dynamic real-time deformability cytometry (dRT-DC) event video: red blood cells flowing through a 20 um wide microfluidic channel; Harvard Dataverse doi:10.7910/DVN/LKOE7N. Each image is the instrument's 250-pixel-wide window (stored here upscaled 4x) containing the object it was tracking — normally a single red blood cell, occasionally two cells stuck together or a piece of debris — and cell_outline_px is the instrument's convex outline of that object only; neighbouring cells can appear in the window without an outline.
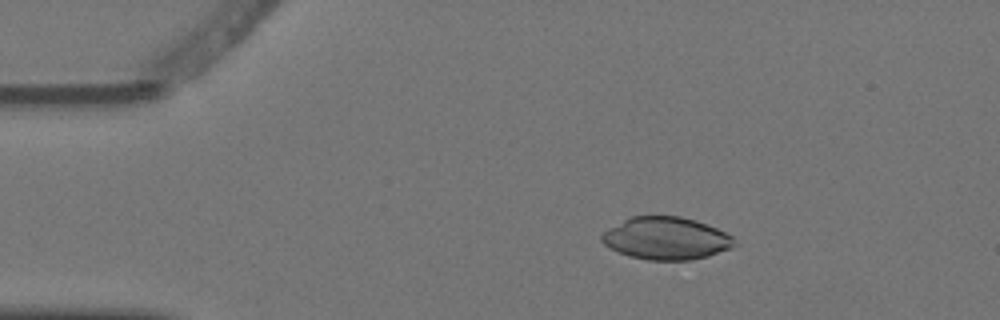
{"species": "Egyptian fruit bat (a non-hibernating species)", "species_latin": "Rousettus aegyptiacus", "temperature_condition": "warm", "stored_images_in_passage": 5, "camera_frame_rate_fps": 3000, "um_per_image_px": 0.085, "animal": {"sex": "female"}, "frame": {"image": 1, "passage_image": 2, "time_ms": 0.333, "image_size_px": [1000, 320], "cell_outline_px": [[740, 244], [732, 248], [708, 256], [692, 260], [648, 260], [628, 256], [608, 248], [600, 240], [600, 236], [608, 228], [632, 216], [680, 216], [696, 220], [716, 228], [732, 236]], "centroid_in_image_um": [56.63, 20.27], "position_along_channel_um": 28.4, "area_um2": 33.12}}